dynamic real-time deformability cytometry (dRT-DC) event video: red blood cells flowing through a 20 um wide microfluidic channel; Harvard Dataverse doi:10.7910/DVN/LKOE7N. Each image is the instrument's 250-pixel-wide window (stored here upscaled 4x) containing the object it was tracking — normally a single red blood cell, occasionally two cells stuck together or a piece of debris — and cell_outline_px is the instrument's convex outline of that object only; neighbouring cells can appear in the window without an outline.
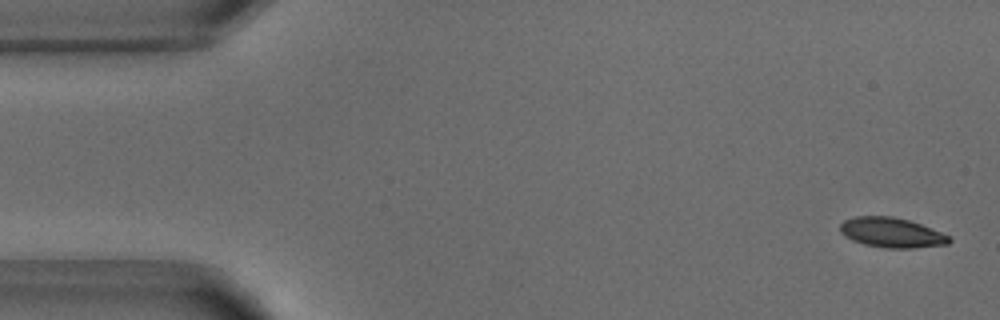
{"species": "common noctule bat (a hibernating species)", "species_latin": "Nyctalus noctula", "temperature_condition": "warm", "stored_images_in_passage": 53, "segment_of_instrument_passage": [1, 2], "camera_frame_rate_fps": 3000, "um_per_image_px": 0.085, "animal": {"sex": "male", "body_mass_g": 18.8}, "frame": {"image": 1, "passage_image": 2, "time_ms": 0.333, "image_size_px": [1000, 320], "cell_outline_px": [[952, 240], [948, 244], [912, 248], [884, 248], [864, 244], [852, 240], [844, 236], [840, 232], [840, 224], [844, 220], [856, 216], [892, 216], [908, 220], [920, 224], [940, 232], [948, 236]], "centroid_in_image_um": [75.75, 19.77], "position_along_channel_um": 9.3, "area_um2": 18.9}}
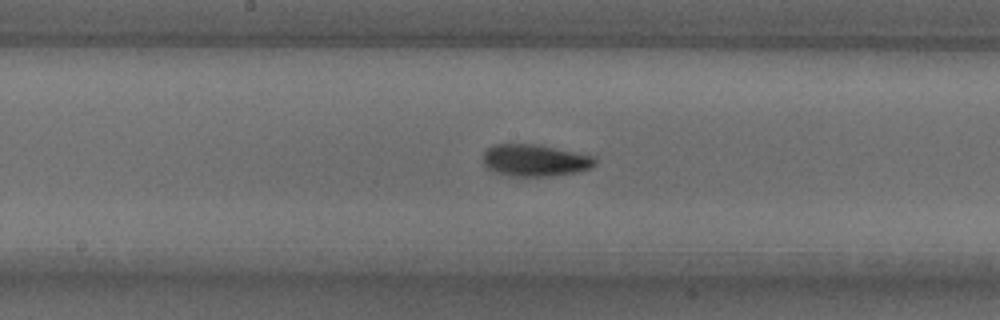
{"frame": {"image": 2, "passage_image": 26, "time_ms": 8.333, "image_size_px": [1000, 320], "cell_outline_px": [[596, 164], [592, 168], [576, 172], [552, 176], [508, 176], [496, 172], [488, 168], [484, 164], [484, 152], [488, 148], [496, 144], [536, 144], [596, 156]], "centroid_in_image_um": [45.51, 13.63], "position_along_channel_um": 202.7, "area_um2": 20.87}}
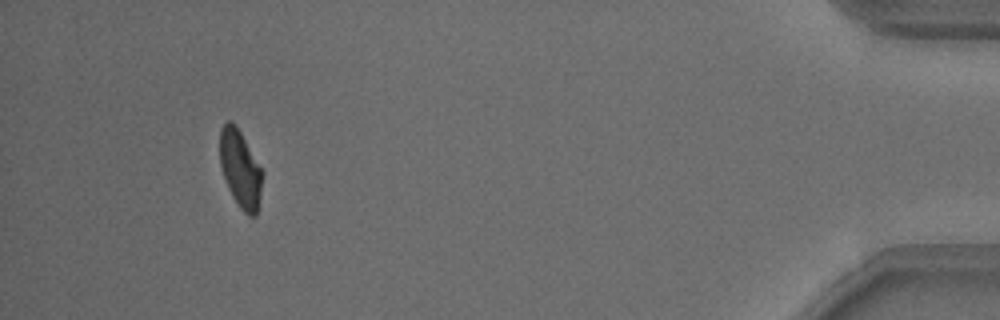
{"frame": {"image": 3, "passage_image": 48, "time_ms": 15.667, "image_size_px": [1000, 320], "cell_outline_px": [[264, 172], [260, 196], [256, 216], [248, 216], [240, 208], [232, 196], [228, 188], [220, 164], [220, 128], [228, 120], [232, 120], [236, 124]], "centroid_in_image_um": [20.44, 14.34], "position_along_channel_um": 414.8, "area_um2": 19.31}}